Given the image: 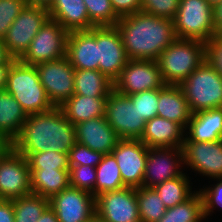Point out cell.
I'll return each instance as SVG.
<instances>
[{"label": "cell", "mask_w": 222, "mask_h": 222, "mask_svg": "<svg viewBox=\"0 0 222 222\" xmlns=\"http://www.w3.org/2000/svg\"><path fill=\"white\" fill-rule=\"evenodd\" d=\"M166 208L174 207L188 200L194 193L191 191L189 177L183 173L181 176L164 181L153 187Z\"/></svg>", "instance_id": "30"}, {"label": "cell", "mask_w": 222, "mask_h": 222, "mask_svg": "<svg viewBox=\"0 0 222 222\" xmlns=\"http://www.w3.org/2000/svg\"><path fill=\"white\" fill-rule=\"evenodd\" d=\"M26 6H40L44 8H48L52 3L53 0H24Z\"/></svg>", "instance_id": "48"}, {"label": "cell", "mask_w": 222, "mask_h": 222, "mask_svg": "<svg viewBox=\"0 0 222 222\" xmlns=\"http://www.w3.org/2000/svg\"><path fill=\"white\" fill-rule=\"evenodd\" d=\"M12 64H0V91L5 90L8 73Z\"/></svg>", "instance_id": "45"}, {"label": "cell", "mask_w": 222, "mask_h": 222, "mask_svg": "<svg viewBox=\"0 0 222 222\" xmlns=\"http://www.w3.org/2000/svg\"><path fill=\"white\" fill-rule=\"evenodd\" d=\"M87 222H106L104 219L100 218L96 213Z\"/></svg>", "instance_id": "52"}, {"label": "cell", "mask_w": 222, "mask_h": 222, "mask_svg": "<svg viewBox=\"0 0 222 222\" xmlns=\"http://www.w3.org/2000/svg\"><path fill=\"white\" fill-rule=\"evenodd\" d=\"M26 3L24 0H0V39L3 40L6 33L25 8Z\"/></svg>", "instance_id": "38"}, {"label": "cell", "mask_w": 222, "mask_h": 222, "mask_svg": "<svg viewBox=\"0 0 222 222\" xmlns=\"http://www.w3.org/2000/svg\"><path fill=\"white\" fill-rule=\"evenodd\" d=\"M96 167L89 165L69 167V185L95 196Z\"/></svg>", "instance_id": "36"}, {"label": "cell", "mask_w": 222, "mask_h": 222, "mask_svg": "<svg viewBox=\"0 0 222 222\" xmlns=\"http://www.w3.org/2000/svg\"><path fill=\"white\" fill-rule=\"evenodd\" d=\"M215 20H222V3H220L215 9Z\"/></svg>", "instance_id": "50"}, {"label": "cell", "mask_w": 222, "mask_h": 222, "mask_svg": "<svg viewBox=\"0 0 222 222\" xmlns=\"http://www.w3.org/2000/svg\"><path fill=\"white\" fill-rule=\"evenodd\" d=\"M184 164L198 174L222 178V140L216 142H183Z\"/></svg>", "instance_id": "18"}, {"label": "cell", "mask_w": 222, "mask_h": 222, "mask_svg": "<svg viewBox=\"0 0 222 222\" xmlns=\"http://www.w3.org/2000/svg\"><path fill=\"white\" fill-rule=\"evenodd\" d=\"M96 214L106 222H141L136 188L124 187L95 198Z\"/></svg>", "instance_id": "15"}, {"label": "cell", "mask_w": 222, "mask_h": 222, "mask_svg": "<svg viewBox=\"0 0 222 222\" xmlns=\"http://www.w3.org/2000/svg\"><path fill=\"white\" fill-rule=\"evenodd\" d=\"M66 57L74 69L98 70V27L69 31Z\"/></svg>", "instance_id": "19"}, {"label": "cell", "mask_w": 222, "mask_h": 222, "mask_svg": "<svg viewBox=\"0 0 222 222\" xmlns=\"http://www.w3.org/2000/svg\"><path fill=\"white\" fill-rule=\"evenodd\" d=\"M49 101L59 107L74 95L75 69L65 56L35 65Z\"/></svg>", "instance_id": "11"}, {"label": "cell", "mask_w": 222, "mask_h": 222, "mask_svg": "<svg viewBox=\"0 0 222 222\" xmlns=\"http://www.w3.org/2000/svg\"><path fill=\"white\" fill-rule=\"evenodd\" d=\"M90 22L95 27L115 26L120 17L115 13L110 0H83Z\"/></svg>", "instance_id": "34"}, {"label": "cell", "mask_w": 222, "mask_h": 222, "mask_svg": "<svg viewBox=\"0 0 222 222\" xmlns=\"http://www.w3.org/2000/svg\"><path fill=\"white\" fill-rule=\"evenodd\" d=\"M76 142L75 125L59 107H53L46 112L29 114L11 146L26 158L31 153L51 150L69 154Z\"/></svg>", "instance_id": "1"}, {"label": "cell", "mask_w": 222, "mask_h": 222, "mask_svg": "<svg viewBox=\"0 0 222 222\" xmlns=\"http://www.w3.org/2000/svg\"><path fill=\"white\" fill-rule=\"evenodd\" d=\"M68 35V30L49 18L32 39L27 52L20 61L26 65L35 66L65 57Z\"/></svg>", "instance_id": "8"}, {"label": "cell", "mask_w": 222, "mask_h": 222, "mask_svg": "<svg viewBox=\"0 0 222 222\" xmlns=\"http://www.w3.org/2000/svg\"><path fill=\"white\" fill-rule=\"evenodd\" d=\"M206 60V43L176 38L157 59L165 85H180Z\"/></svg>", "instance_id": "3"}, {"label": "cell", "mask_w": 222, "mask_h": 222, "mask_svg": "<svg viewBox=\"0 0 222 222\" xmlns=\"http://www.w3.org/2000/svg\"><path fill=\"white\" fill-rule=\"evenodd\" d=\"M105 118L119 139H140L146 122L128 96L114 89L108 94Z\"/></svg>", "instance_id": "9"}, {"label": "cell", "mask_w": 222, "mask_h": 222, "mask_svg": "<svg viewBox=\"0 0 222 222\" xmlns=\"http://www.w3.org/2000/svg\"><path fill=\"white\" fill-rule=\"evenodd\" d=\"M10 146V143H0V157Z\"/></svg>", "instance_id": "51"}, {"label": "cell", "mask_w": 222, "mask_h": 222, "mask_svg": "<svg viewBox=\"0 0 222 222\" xmlns=\"http://www.w3.org/2000/svg\"><path fill=\"white\" fill-rule=\"evenodd\" d=\"M47 9L50 18L68 31L90 30L95 27L90 22L83 0H53Z\"/></svg>", "instance_id": "23"}, {"label": "cell", "mask_w": 222, "mask_h": 222, "mask_svg": "<svg viewBox=\"0 0 222 222\" xmlns=\"http://www.w3.org/2000/svg\"><path fill=\"white\" fill-rule=\"evenodd\" d=\"M49 18L47 8L25 6L11 24L3 39L9 57L20 60L27 52L32 39Z\"/></svg>", "instance_id": "7"}, {"label": "cell", "mask_w": 222, "mask_h": 222, "mask_svg": "<svg viewBox=\"0 0 222 222\" xmlns=\"http://www.w3.org/2000/svg\"><path fill=\"white\" fill-rule=\"evenodd\" d=\"M59 222H87L95 213V196L71 187L49 199Z\"/></svg>", "instance_id": "16"}, {"label": "cell", "mask_w": 222, "mask_h": 222, "mask_svg": "<svg viewBox=\"0 0 222 222\" xmlns=\"http://www.w3.org/2000/svg\"><path fill=\"white\" fill-rule=\"evenodd\" d=\"M16 60L9 57L3 40L0 39V64H13Z\"/></svg>", "instance_id": "47"}, {"label": "cell", "mask_w": 222, "mask_h": 222, "mask_svg": "<svg viewBox=\"0 0 222 222\" xmlns=\"http://www.w3.org/2000/svg\"><path fill=\"white\" fill-rule=\"evenodd\" d=\"M127 187L121 178L119 166L112 154L103 155L96 166L95 198L105 192Z\"/></svg>", "instance_id": "29"}, {"label": "cell", "mask_w": 222, "mask_h": 222, "mask_svg": "<svg viewBox=\"0 0 222 222\" xmlns=\"http://www.w3.org/2000/svg\"><path fill=\"white\" fill-rule=\"evenodd\" d=\"M157 106V116L174 121L186 129L192 113L179 85L158 88Z\"/></svg>", "instance_id": "24"}, {"label": "cell", "mask_w": 222, "mask_h": 222, "mask_svg": "<svg viewBox=\"0 0 222 222\" xmlns=\"http://www.w3.org/2000/svg\"><path fill=\"white\" fill-rule=\"evenodd\" d=\"M205 218L201 195L194 191L184 203L167 208L158 222H201Z\"/></svg>", "instance_id": "31"}, {"label": "cell", "mask_w": 222, "mask_h": 222, "mask_svg": "<svg viewBox=\"0 0 222 222\" xmlns=\"http://www.w3.org/2000/svg\"><path fill=\"white\" fill-rule=\"evenodd\" d=\"M217 181L218 183L215 186L205 187L198 191L202 198L203 212L206 217L218 206L222 209V178H217Z\"/></svg>", "instance_id": "41"}, {"label": "cell", "mask_w": 222, "mask_h": 222, "mask_svg": "<svg viewBox=\"0 0 222 222\" xmlns=\"http://www.w3.org/2000/svg\"><path fill=\"white\" fill-rule=\"evenodd\" d=\"M114 82L99 70L75 69L74 94L107 98Z\"/></svg>", "instance_id": "28"}, {"label": "cell", "mask_w": 222, "mask_h": 222, "mask_svg": "<svg viewBox=\"0 0 222 222\" xmlns=\"http://www.w3.org/2000/svg\"><path fill=\"white\" fill-rule=\"evenodd\" d=\"M115 26L128 59L157 61L161 52L177 38L173 20L143 11L121 17Z\"/></svg>", "instance_id": "2"}, {"label": "cell", "mask_w": 222, "mask_h": 222, "mask_svg": "<svg viewBox=\"0 0 222 222\" xmlns=\"http://www.w3.org/2000/svg\"><path fill=\"white\" fill-rule=\"evenodd\" d=\"M182 164H184L182 147L148 148L142 186L153 188L164 181L181 176Z\"/></svg>", "instance_id": "13"}, {"label": "cell", "mask_w": 222, "mask_h": 222, "mask_svg": "<svg viewBox=\"0 0 222 222\" xmlns=\"http://www.w3.org/2000/svg\"><path fill=\"white\" fill-rule=\"evenodd\" d=\"M206 59L222 76V40L206 43Z\"/></svg>", "instance_id": "42"}, {"label": "cell", "mask_w": 222, "mask_h": 222, "mask_svg": "<svg viewBox=\"0 0 222 222\" xmlns=\"http://www.w3.org/2000/svg\"><path fill=\"white\" fill-rule=\"evenodd\" d=\"M148 147L140 139H120L111 154L127 187H142Z\"/></svg>", "instance_id": "14"}, {"label": "cell", "mask_w": 222, "mask_h": 222, "mask_svg": "<svg viewBox=\"0 0 222 222\" xmlns=\"http://www.w3.org/2000/svg\"><path fill=\"white\" fill-rule=\"evenodd\" d=\"M185 129L178 123L156 116L145 124L140 140L148 147H182Z\"/></svg>", "instance_id": "21"}, {"label": "cell", "mask_w": 222, "mask_h": 222, "mask_svg": "<svg viewBox=\"0 0 222 222\" xmlns=\"http://www.w3.org/2000/svg\"><path fill=\"white\" fill-rule=\"evenodd\" d=\"M0 222H15L13 200L0 199Z\"/></svg>", "instance_id": "44"}, {"label": "cell", "mask_w": 222, "mask_h": 222, "mask_svg": "<svg viewBox=\"0 0 222 222\" xmlns=\"http://www.w3.org/2000/svg\"><path fill=\"white\" fill-rule=\"evenodd\" d=\"M76 141L103 155L111 154L120 140L105 117H95L75 125Z\"/></svg>", "instance_id": "20"}, {"label": "cell", "mask_w": 222, "mask_h": 222, "mask_svg": "<svg viewBox=\"0 0 222 222\" xmlns=\"http://www.w3.org/2000/svg\"><path fill=\"white\" fill-rule=\"evenodd\" d=\"M173 25L177 38L208 43L214 35V9L206 0H180Z\"/></svg>", "instance_id": "6"}, {"label": "cell", "mask_w": 222, "mask_h": 222, "mask_svg": "<svg viewBox=\"0 0 222 222\" xmlns=\"http://www.w3.org/2000/svg\"><path fill=\"white\" fill-rule=\"evenodd\" d=\"M179 87L191 113L222 107V76L207 59Z\"/></svg>", "instance_id": "5"}, {"label": "cell", "mask_w": 222, "mask_h": 222, "mask_svg": "<svg viewBox=\"0 0 222 222\" xmlns=\"http://www.w3.org/2000/svg\"><path fill=\"white\" fill-rule=\"evenodd\" d=\"M107 98H97L74 94L59 108L63 115L74 125L95 117H105Z\"/></svg>", "instance_id": "25"}, {"label": "cell", "mask_w": 222, "mask_h": 222, "mask_svg": "<svg viewBox=\"0 0 222 222\" xmlns=\"http://www.w3.org/2000/svg\"><path fill=\"white\" fill-rule=\"evenodd\" d=\"M115 13L121 18L141 11V0H110Z\"/></svg>", "instance_id": "43"}, {"label": "cell", "mask_w": 222, "mask_h": 222, "mask_svg": "<svg viewBox=\"0 0 222 222\" xmlns=\"http://www.w3.org/2000/svg\"><path fill=\"white\" fill-rule=\"evenodd\" d=\"M37 222H59L55 211L49 206L41 217L37 220Z\"/></svg>", "instance_id": "46"}, {"label": "cell", "mask_w": 222, "mask_h": 222, "mask_svg": "<svg viewBox=\"0 0 222 222\" xmlns=\"http://www.w3.org/2000/svg\"><path fill=\"white\" fill-rule=\"evenodd\" d=\"M145 122L157 116L158 88L128 95Z\"/></svg>", "instance_id": "37"}, {"label": "cell", "mask_w": 222, "mask_h": 222, "mask_svg": "<svg viewBox=\"0 0 222 222\" xmlns=\"http://www.w3.org/2000/svg\"><path fill=\"white\" fill-rule=\"evenodd\" d=\"M136 198L141 222H158L164 216L167 208L154 188H136Z\"/></svg>", "instance_id": "32"}, {"label": "cell", "mask_w": 222, "mask_h": 222, "mask_svg": "<svg viewBox=\"0 0 222 222\" xmlns=\"http://www.w3.org/2000/svg\"><path fill=\"white\" fill-rule=\"evenodd\" d=\"M211 40H222V20H215L214 35Z\"/></svg>", "instance_id": "49"}, {"label": "cell", "mask_w": 222, "mask_h": 222, "mask_svg": "<svg viewBox=\"0 0 222 222\" xmlns=\"http://www.w3.org/2000/svg\"><path fill=\"white\" fill-rule=\"evenodd\" d=\"M5 90L21 104L27 115L46 112L54 107L40 82L36 67L20 60L11 65Z\"/></svg>", "instance_id": "4"}, {"label": "cell", "mask_w": 222, "mask_h": 222, "mask_svg": "<svg viewBox=\"0 0 222 222\" xmlns=\"http://www.w3.org/2000/svg\"><path fill=\"white\" fill-rule=\"evenodd\" d=\"M103 157L101 152L93 151L79 142L71 148L68 154L69 166L89 165L96 167Z\"/></svg>", "instance_id": "40"}, {"label": "cell", "mask_w": 222, "mask_h": 222, "mask_svg": "<svg viewBox=\"0 0 222 222\" xmlns=\"http://www.w3.org/2000/svg\"><path fill=\"white\" fill-rule=\"evenodd\" d=\"M164 85L157 61L129 59L114 81V90L128 96Z\"/></svg>", "instance_id": "12"}, {"label": "cell", "mask_w": 222, "mask_h": 222, "mask_svg": "<svg viewBox=\"0 0 222 222\" xmlns=\"http://www.w3.org/2000/svg\"><path fill=\"white\" fill-rule=\"evenodd\" d=\"M185 130H189V132L185 131L184 141L216 142L222 140V107L192 113Z\"/></svg>", "instance_id": "22"}, {"label": "cell", "mask_w": 222, "mask_h": 222, "mask_svg": "<svg viewBox=\"0 0 222 222\" xmlns=\"http://www.w3.org/2000/svg\"><path fill=\"white\" fill-rule=\"evenodd\" d=\"M98 70L113 82L128 62L123 41L116 26L98 27Z\"/></svg>", "instance_id": "17"}, {"label": "cell", "mask_w": 222, "mask_h": 222, "mask_svg": "<svg viewBox=\"0 0 222 222\" xmlns=\"http://www.w3.org/2000/svg\"><path fill=\"white\" fill-rule=\"evenodd\" d=\"M0 143H9V142L0 134Z\"/></svg>", "instance_id": "54"}, {"label": "cell", "mask_w": 222, "mask_h": 222, "mask_svg": "<svg viewBox=\"0 0 222 222\" xmlns=\"http://www.w3.org/2000/svg\"><path fill=\"white\" fill-rule=\"evenodd\" d=\"M29 169H59L69 170V158L67 153L45 151L31 153L27 157Z\"/></svg>", "instance_id": "35"}, {"label": "cell", "mask_w": 222, "mask_h": 222, "mask_svg": "<svg viewBox=\"0 0 222 222\" xmlns=\"http://www.w3.org/2000/svg\"><path fill=\"white\" fill-rule=\"evenodd\" d=\"M30 193L27 159L10 146L0 157V199L14 200Z\"/></svg>", "instance_id": "10"}, {"label": "cell", "mask_w": 222, "mask_h": 222, "mask_svg": "<svg viewBox=\"0 0 222 222\" xmlns=\"http://www.w3.org/2000/svg\"><path fill=\"white\" fill-rule=\"evenodd\" d=\"M15 222H37L49 207V199L30 193L13 200Z\"/></svg>", "instance_id": "33"}, {"label": "cell", "mask_w": 222, "mask_h": 222, "mask_svg": "<svg viewBox=\"0 0 222 222\" xmlns=\"http://www.w3.org/2000/svg\"><path fill=\"white\" fill-rule=\"evenodd\" d=\"M30 186L32 193L50 199L69 186V170L30 169Z\"/></svg>", "instance_id": "27"}, {"label": "cell", "mask_w": 222, "mask_h": 222, "mask_svg": "<svg viewBox=\"0 0 222 222\" xmlns=\"http://www.w3.org/2000/svg\"><path fill=\"white\" fill-rule=\"evenodd\" d=\"M209 5L215 9L220 3H222V0H206Z\"/></svg>", "instance_id": "53"}, {"label": "cell", "mask_w": 222, "mask_h": 222, "mask_svg": "<svg viewBox=\"0 0 222 222\" xmlns=\"http://www.w3.org/2000/svg\"><path fill=\"white\" fill-rule=\"evenodd\" d=\"M180 0H141V11L173 20L179 8Z\"/></svg>", "instance_id": "39"}, {"label": "cell", "mask_w": 222, "mask_h": 222, "mask_svg": "<svg viewBox=\"0 0 222 222\" xmlns=\"http://www.w3.org/2000/svg\"><path fill=\"white\" fill-rule=\"evenodd\" d=\"M21 104L6 90L0 91V134L11 144L27 120Z\"/></svg>", "instance_id": "26"}]
</instances>
